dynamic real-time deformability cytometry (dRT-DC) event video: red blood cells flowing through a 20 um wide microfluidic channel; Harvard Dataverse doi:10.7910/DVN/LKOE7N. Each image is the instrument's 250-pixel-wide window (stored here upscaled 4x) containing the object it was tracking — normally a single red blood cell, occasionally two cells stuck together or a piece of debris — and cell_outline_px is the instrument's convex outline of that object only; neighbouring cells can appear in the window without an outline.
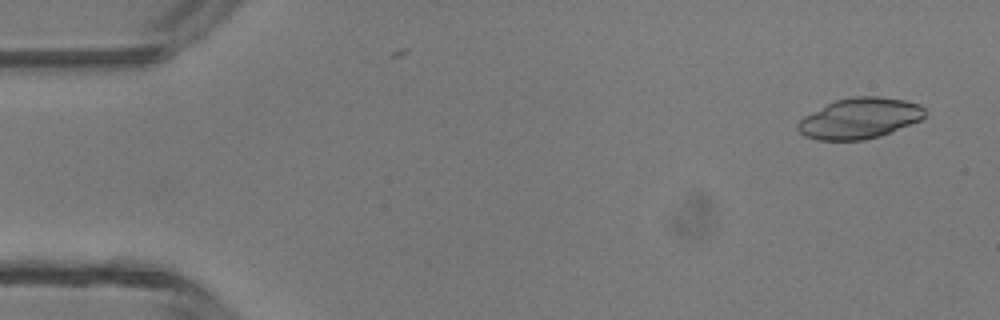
{"species": "common noctule bat (a hibernating species)", "species_latin": "Nyctalus noctula", "temperature_condition": "room temperature", "stored_images_in_passage": 45, "camera_frame_rate_fps": 3000, "um_per_image_px": 0.085, "animal": {"sex": "male", "body_mass_g": 13.3}, "frame": {"image": 1, "passage_image": 1, "time_ms": 0.0, "image_size_px": [1000, 320], "cell_outline_px": [[928, 116], [920, 120], [880, 136], [864, 140], [820, 140], [804, 136], [796, 128], [796, 124], [804, 116], [836, 100], [856, 96], [880, 96], [904, 100], [920, 104], [928, 112]], "centroid_in_image_um": [73.1, 10.05], "position_along_channel_um": 11.9, "area_um2": 30.11}}
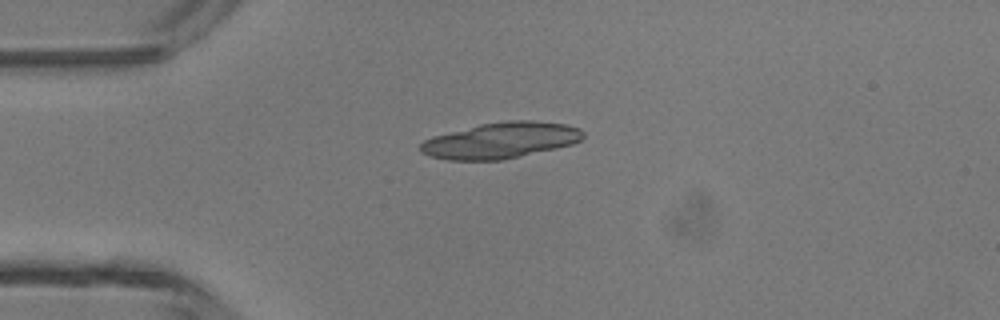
{"frame": {"image": 2, "passage_image": 10, "time_ms": 3.0, "image_size_px": [1000, 320], "cell_outline_px": [[584, 136], [580, 140], [572, 144], [556, 148], [504, 160], [448, 160], [432, 156], [420, 152], [420, 144], [424, 140], [432, 136], [480, 124], [508, 120], [532, 120], [564, 124], [580, 128], [584, 132]], "centroid_in_image_um": [42.56, 11.93], "position_along_channel_um": 42.4, "area_um2": 34.1}}